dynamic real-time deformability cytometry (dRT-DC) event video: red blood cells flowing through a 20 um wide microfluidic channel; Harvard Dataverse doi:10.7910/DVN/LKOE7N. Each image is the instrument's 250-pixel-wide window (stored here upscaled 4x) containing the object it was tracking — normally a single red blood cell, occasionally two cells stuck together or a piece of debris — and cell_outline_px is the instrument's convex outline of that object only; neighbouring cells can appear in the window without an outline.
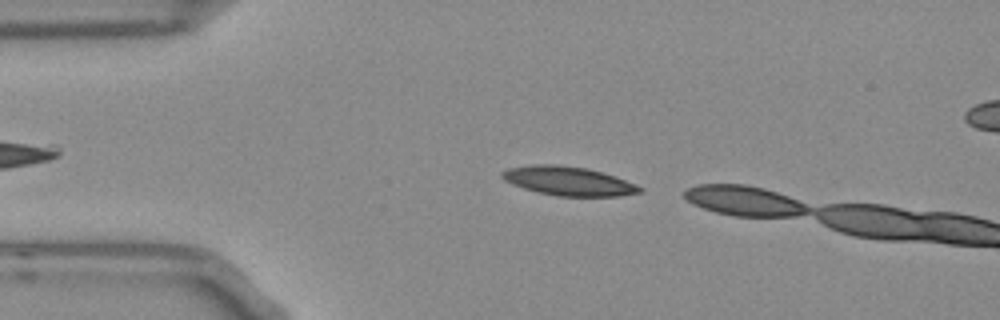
{"species": "Egyptian fruit bat (a non-hibernating species)", "species_latin": "Rousettus aegyptiacus", "temperature_condition": "room temperature", "stored_images_in_passage": 5, "camera_frame_rate_fps": 3000, "um_per_image_px": 0.085, "frame": {"image": 1, "passage_image": 2, "time_ms": 0.333, "image_size_px": [1000, 320], "cell_outline_px": [[644, 192], [620, 196], [556, 196], [536, 192], [512, 184], [504, 180], [500, 176], [500, 172], [508, 168], [532, 164], [556, 164], [588, 168], [636, 184], [644, 188]], "centroid_in_image_um": [48.29, 15.39], "position_along_channel_um": 36.7, "area_um2": 23.35}}